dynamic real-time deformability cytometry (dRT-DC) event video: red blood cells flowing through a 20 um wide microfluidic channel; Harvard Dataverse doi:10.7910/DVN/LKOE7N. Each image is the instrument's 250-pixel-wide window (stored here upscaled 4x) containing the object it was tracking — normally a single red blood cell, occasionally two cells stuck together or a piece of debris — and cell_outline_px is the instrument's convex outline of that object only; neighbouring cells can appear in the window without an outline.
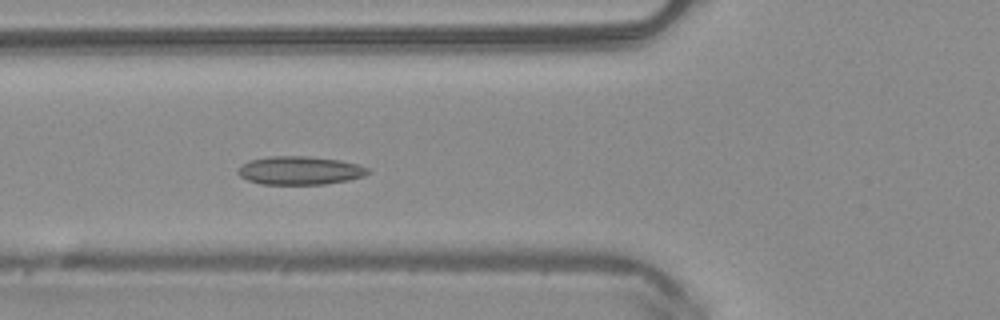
{"species": "common noctule bat (a hibernating species)", "species_latin": "Nyctalus noctula", "temperature_condition": "warm", "stored_images_in_passage": 50, "camera_frame_rate_fps": 3000, "um_per_image_px": 0.085, "animal": {"sex": "male", "body_mass_g": 20.4}, "frame": {"image": 1, "passage_image": 18, "time_ms": 5.667, "image_size_px": [1000, 320], "cell_outline_px": [[372, 172], [364, 176], [348, 180], [324, 184], [260, 184], [248, 180], [240, 176], [236, 172], [248, 160], [268, 156], [308, 156], [340, 160], [356, 164], [368, 168]], "centroid_in_image_um": [25.49, 14.49], "position_along_channel_um": 100.3, "area_um2": 21.5}}
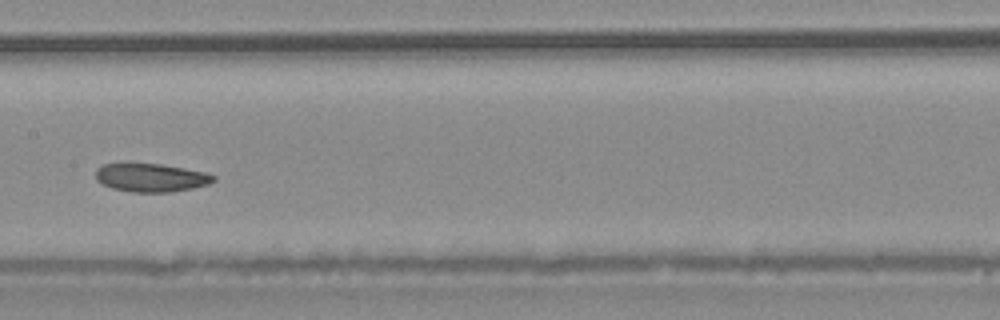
{"frame": {"image": 2, "passage_image": 25, "time_ms": 8.0, "image_size_px": [1000, 320], "cell_outline_px": [[216, 180], [208, 184], [192, 188], [172, 192], [132, 192], [112, 188], [96, 180], [96, 168], [104, 164], [160, 164], [208, 172], [216, 176]], "centroid_in_image_um": [12.88, 15.1], "position_along_channel_um": 194.5, "area_um2": 19.42}}
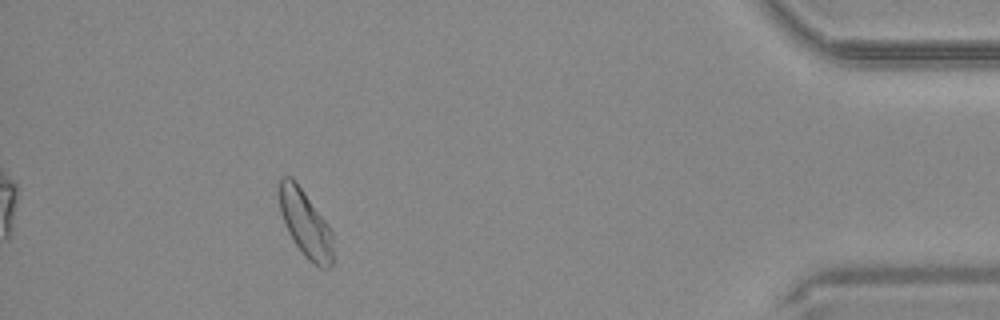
{"frame": {"image": 3, "passage_image": 45, "time_ms": 14.667, "image_size_px": [1000, 320], "cell_outline_px": [[332, 268], [320, 268], [308, 260], [304, 256], [292, 240], [288, 232], [280, 212], [280, 176], [292, 176], [328, 224], [332, 232]], "centroid_in_image_um": [25.96, 19.04], "position_along_channel_um": 409.2, "area_um2": 20.87}, "authors_computed_cell_mechanics": {"area_um2": 20.7502, "velocity_mm_per_s": 4.0409, "shape_relaxation_time_tau1_ms": 8.8763, "shape_relaxation_time_tau2_ms": 4.0471, "deformation_change_tau1": 0.1101, "deformation_change_tau2": 0.0887}}